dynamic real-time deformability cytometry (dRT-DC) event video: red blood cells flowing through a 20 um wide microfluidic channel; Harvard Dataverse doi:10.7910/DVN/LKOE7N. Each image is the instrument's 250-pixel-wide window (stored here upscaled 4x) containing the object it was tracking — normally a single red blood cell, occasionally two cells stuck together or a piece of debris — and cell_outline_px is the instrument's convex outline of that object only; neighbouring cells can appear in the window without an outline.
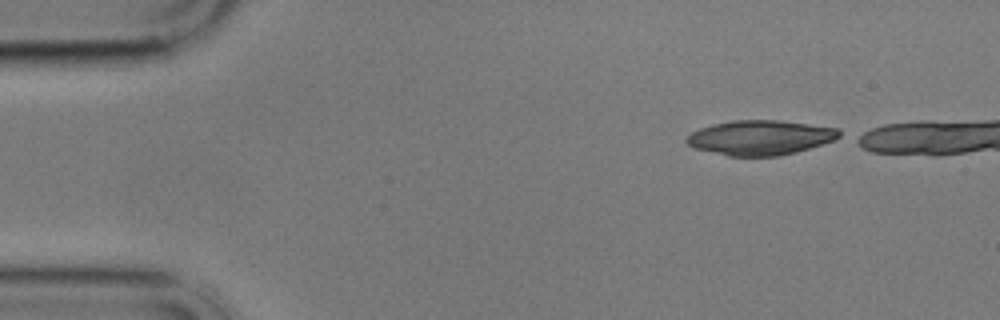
{"species": "common noctule bat (a hibernating species)", "species_latin": "Nyctalus noctula", "temperature_condition": "cold", "stored_images_in_passage": 41, "camera_frame_rate_fps": 3000, "um_per_image_px": 0.085, "animal": {"sex": "male", "body_mass_g": 17.9}, "frame": {"image": 1, "passage_image": 1, "time_ms": 0.0, "image_size_px": [1000, 320], "cell_outline_px": [[840, 136], [832, 140], [796, 152], [780, 156], [728, 156], [692, 148], [684, 140], [692, 132], [700, 128], [712, 124], [732, 120], [776, 120], [840, 128]], "centroid_in_image_um": [64.57, 11.7], "position_along_channel_um": 20.4, "area_um2": 30.81}}